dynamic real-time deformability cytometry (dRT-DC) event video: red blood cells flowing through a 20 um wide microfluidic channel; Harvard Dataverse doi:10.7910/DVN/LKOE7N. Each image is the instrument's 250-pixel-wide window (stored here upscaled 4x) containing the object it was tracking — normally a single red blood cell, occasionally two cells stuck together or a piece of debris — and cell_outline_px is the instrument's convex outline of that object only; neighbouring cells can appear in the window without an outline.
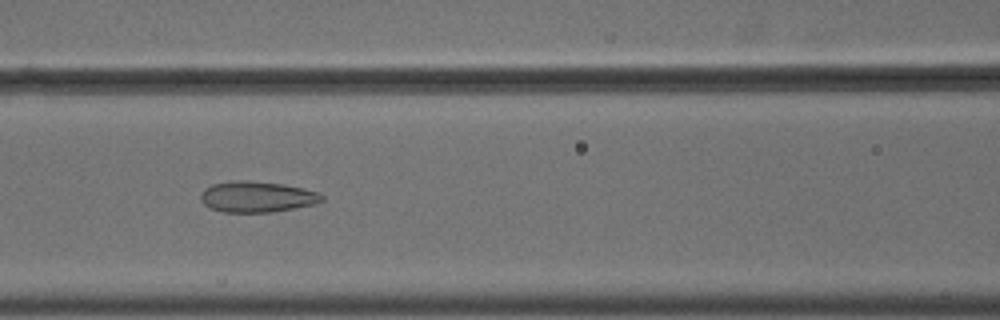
{"species": "common noctule bat (a hibernating species)", "species_latin": "Nyctalus noctula", "temperature_condition": "cold", "stored_images_in_passage": 50, "camera_frame_rate_fps": 3000, "um_per_image_px": 0.085, "animal": {"sex": "male", "body_mass_g": 18.8}, "frame": {"image": 1, "passage_image": 20, "time_ms": 6.333, "image_size_px": [1000, 320], "cell_outline_px": [[324, 200], [312, 204], [272, 212], [224, 212], [212, 208], [204, 204], [200, 200], [200, 192], [204, 188], [212, 184], [232, 180], [244, 180], [284, 184], [320, 192], [324, 196]], "centroid_in_image_um": [21.81, 16.71], "position_along_channel_um": 144.8, "area_um2": 21.85}}
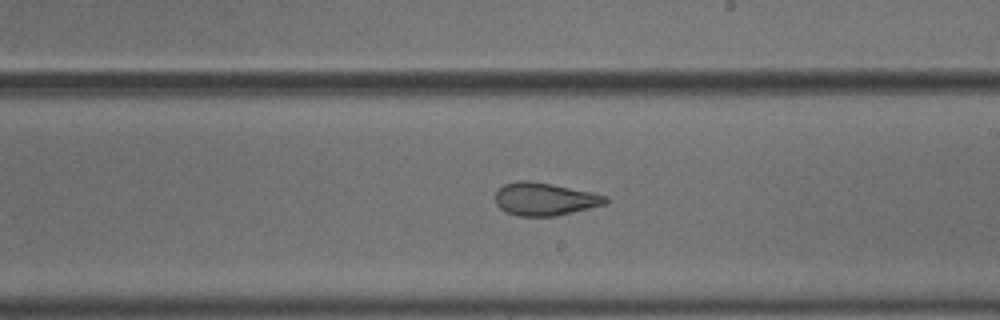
{"frame": {"image": 2, "passage_image": 28, "time_ms": 9.0, "image_size_px": [1000, 320], "cell_outline_px": [[608, 200], [604, 204], [556, 216], [516, 216], [504, 212], [496, 204], [496, 192], [504, 184], [516, 180], [528, 180], [552, 184], [608, 196]], "centroid_in_image_um": [46.25, 16.92], "position_along_channel_um": 242.8, "area_um2": 20.98}}
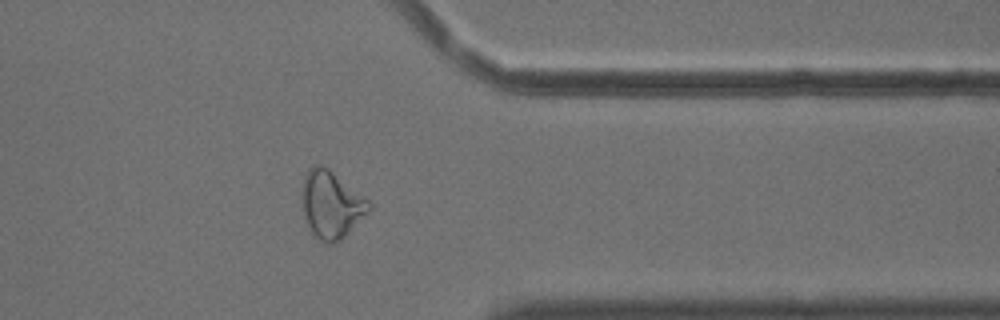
{"frame": {"image": 3, "passage_image": 40, "time_ms": 13.0, "image_size_px": [1000, 320], "cell_outline_px": [[372, 208], [336, 244], [324, 244], [312, 232], [304, 216], [300, 196], [300, 192], [304, 176], [308, 168], [312, 164], [320, 164], [328, 168], [368, 200], [372, 204]], "centroid_in_image_um": [28.11, 17.37], "position_along_channel_um": 383.3, "area_um2": 26.3}, "authors_computed_cell_mechanics": {"area_um2": 25.6921, "velocity_mm_per_s": 3.6829, "shape_relaxation_time_tau1_ms": null, "shape_relaxation_time_tau2_ms": 2.0358, "deformation_change_tau1": null, "deformation_change_tau2": 0.0855}}